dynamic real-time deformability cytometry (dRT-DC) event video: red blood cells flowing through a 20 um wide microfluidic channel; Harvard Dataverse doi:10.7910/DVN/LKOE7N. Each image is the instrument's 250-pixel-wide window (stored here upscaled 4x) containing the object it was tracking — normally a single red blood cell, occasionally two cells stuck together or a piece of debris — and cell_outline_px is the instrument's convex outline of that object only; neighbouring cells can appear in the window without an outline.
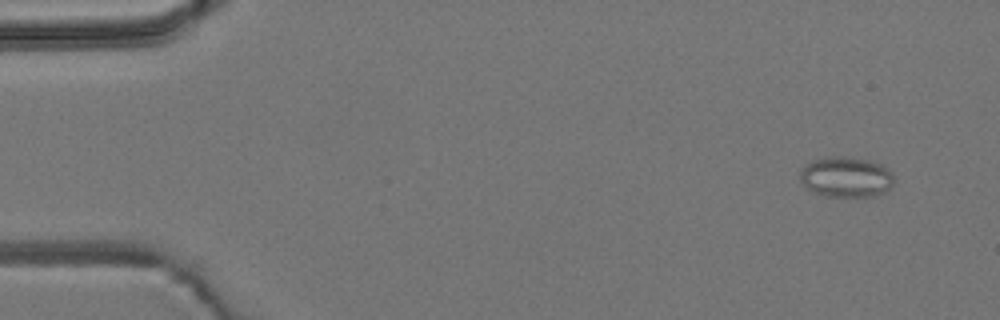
{"species": "common noctule bat (a hibernating species)", "species_latin": "Nyctalus noctula", "temperature_condition": "room temperature", "stored_images_in_passage": 7, "camera_frame_rate_fps": 3000, "um_per_image_px": 0.085, "animal": {"sex": "male", "body_mass_g": 19.2, "forearm_length_mm": 51.8}, "frame": {"image": 1, "passage_image": 1, "time_ms": 0.0, "image_size_px": [1000, 320], "cell_outline_px": [[892, 184], [884, 192], [876, 196], [828, 196], [816, 192], [808, 188], [800, 180], [800, 168], [816, 160], [828, 156], [844, 156], [868, 160], [880, 164], [888, 168], [892, 172]], "centroid_in_image_um": [71.92, 15.03], "position_along_channel_um": 13.1, "area_um2": 21.85}}
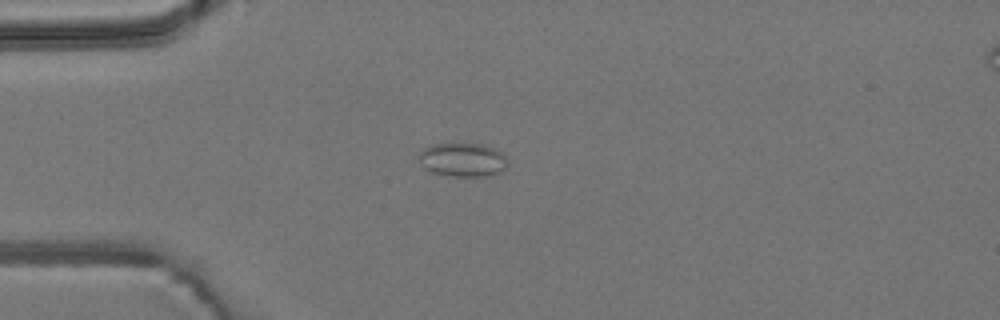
{"frame": {"image": 2, "passage_image": 4, "time_ms": 3.333, "image_size_px": [1000, 320], "cell_outline_px": [[508, 164], [504, 168], [492, 176], [452, 176], [432, 172], [424, 168], [420, 160], [420, 152], [428, 144], [480, 144], [492, 148], [500, 152], [504, 156]], "centroid_in_image_um": [39.31, 13.59], "position_along_channel_um": 45.7, "area_um2": 17.22}}